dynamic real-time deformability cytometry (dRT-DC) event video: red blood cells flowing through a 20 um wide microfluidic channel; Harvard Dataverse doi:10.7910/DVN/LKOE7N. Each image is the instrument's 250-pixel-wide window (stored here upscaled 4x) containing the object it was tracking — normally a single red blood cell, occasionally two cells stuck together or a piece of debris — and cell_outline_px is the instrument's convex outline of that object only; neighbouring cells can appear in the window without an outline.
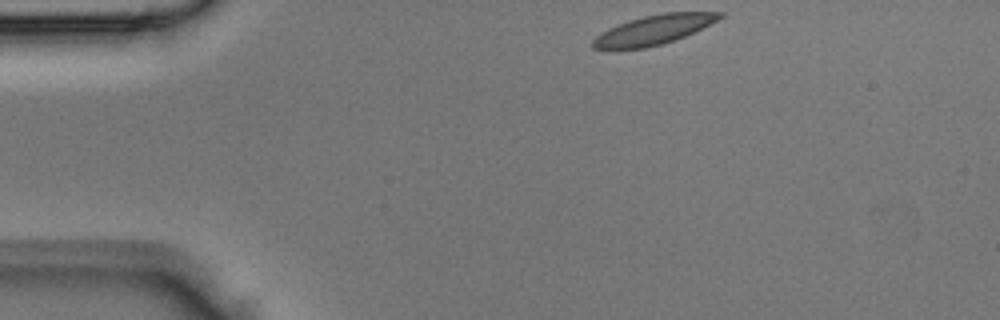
{"species": "Egyptian fruit bat (a non-hibernating species)", "species_latin": "Rousettus aegyptiacus", "temperature_condition": "room temperature", "stored_images_in_passage": 37, "camera_frame_rate_fps": 3000, "um_per_image_px": 0.085, "animal": {"sex": "male"}, "frame": {"image": 1, "passage_image": 1, "time_ms": 0.0, "image_size_px": [1000, 320], "cell_outline_px": [[724, 16], [684, 36], [660, 44], [644, 48], [616, 52], [608, 52], [592, 48], [592, 40], [600, 32], [616, 24], [628, 20], [644, 16], [664, 12], [724, 12]], "centroid_in_image_um": [55.39, 2.58], "position_along_channel_um": 29.6, "area_um2": 22.14}}
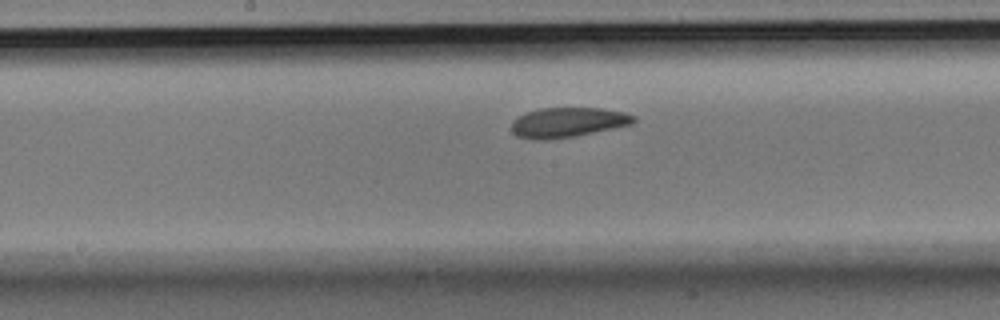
{"frame": {"image": 2, "passage_image": 16, "time_ms": 5.0, "image_size_px": [1000, 320], "cell_outline_px": [[636, 120], [632, 124], [572, 136], [548, 140], [536, 140], [516, 136], [512, 132], [512, 120], [516, 116], [540, 108], [600, 108], [624, 112], [636, 116]], "centroid_in_image_um": [48.22, 10.4], "position_along_channel_um": 200.0, "area_um2": 21.15}}
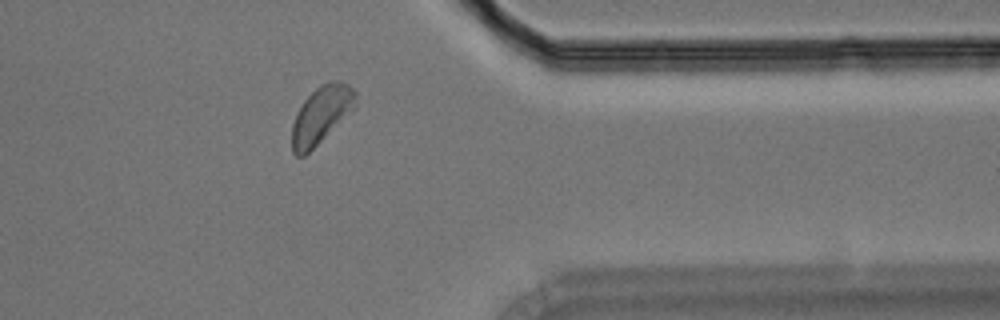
{"frame": {"image": 3, "passage_image": 29, "time_ms": 9.333, "image_size_px": [1000, 320], "cell_outline_px": [[356, 108], [304, 156], [296, 156], [292, 152], [292, 124], [304, 100], [320, 84], [332, 80], [336, 80], [348, 84], [356, 92]], "centroid_in_image_um": [27.32, 9.75], "position_along_channel_um": 384.1, "area_um2": 21.1}}